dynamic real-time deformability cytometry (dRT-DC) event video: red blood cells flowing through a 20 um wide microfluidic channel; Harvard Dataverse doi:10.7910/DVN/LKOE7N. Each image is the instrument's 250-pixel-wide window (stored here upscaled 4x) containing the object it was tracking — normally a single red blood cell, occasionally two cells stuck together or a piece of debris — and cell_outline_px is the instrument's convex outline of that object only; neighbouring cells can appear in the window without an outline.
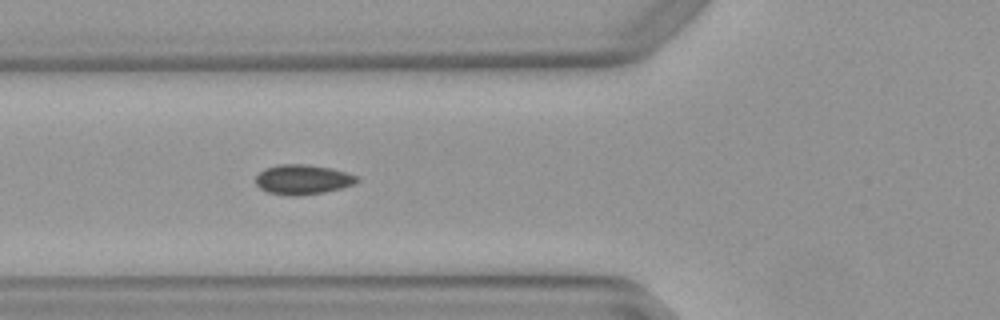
{"species": "Egyptian fruit bat (a non-hibernating species)", "species_latin": "Rousettus aegyptiacus", "temperature_condition": "warm", "stored_images_in_passage": 4, "camera_frame_rate_fps": 3000, "um_per_image_px": 0.085, "animal": {"sex": "female"}, "frame": {"image": 1, "passage_image": 4, "time_ms": 1.0, "image_size_px": [1000, 320], "cell_outline_px": [[360, 180], [352, 184], [340, 188], [324, 192], [300, 196], [288, 196], [268, 192], [260, 188], [256, 184], [256, 176], [264, 168], [276, 164], [304, 164], [332, 168], [356, 176]], "centroid_in_image_um": [25.69, 15.26], "position_along_channel_um": 100.1, "area_um2": 17.57}}